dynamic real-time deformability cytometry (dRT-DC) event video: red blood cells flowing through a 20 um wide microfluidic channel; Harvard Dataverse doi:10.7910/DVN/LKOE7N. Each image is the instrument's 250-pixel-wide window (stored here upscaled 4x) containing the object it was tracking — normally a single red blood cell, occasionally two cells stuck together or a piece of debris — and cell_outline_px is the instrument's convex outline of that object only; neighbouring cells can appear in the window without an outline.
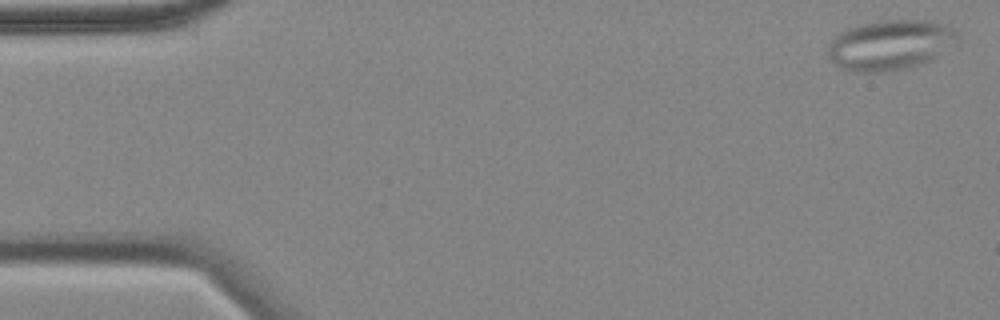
{"species": "common noctule bat (a hibernating species)", "species_latin": "Nyctalus noctula", "temperature_condition": "cold", "stored_images_in_passage": 57, "camera_frame_rate_fps": 3000, "um_per_image_px": 0.085, "animal": {"sex": "female", "body_mass_g": 18.4}, "frame": {"image": 1, "passage_image": 2, "time_ms": 0.333, "image_size_px": [1000, 320], "cell_outline_px": [[960, 44], [932, 60], [924, 64], [908, 68], [888, 72], [852, 72], [840, 68], [828, 56], [828, 44], [840, 32], [848, 28], [864, 24], [884, 20], [928, 20], [948, 24], [956, 28], [960, 32]], "centroid_in_image_um": [75.8, 3.83], "position_along_channel_um": 9.2, "area_um2": 38.9}}
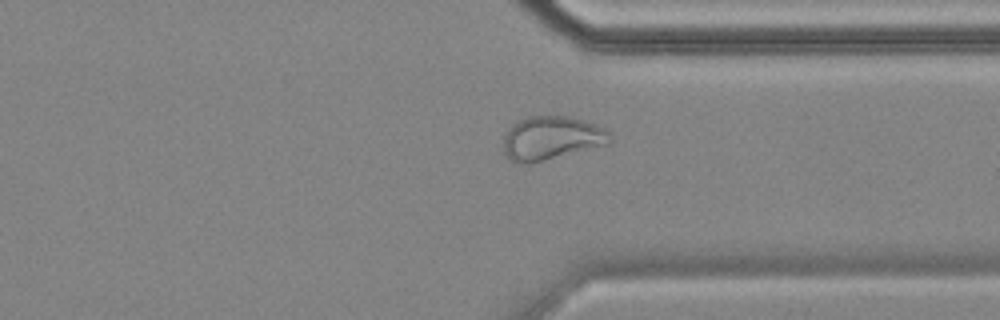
{"frame": {"image": 2, "passage_image": 43, "time_ms": 14.0, "image_size_px": [1000, 320], "cell_outline_px": [[612, 140], [608, 144], [528, 164], [524, 164], [508, 160], [504, 152], [504, 132], [512, 124], [520, 120], [532, 116], [568, 116], [584, 120], [596, 124], [604, 128], [612, 136]], "centroid_in_image_um": [46.86, 11.73], "position_along_channel_um": 364.5, "area_um2": 27.11}}